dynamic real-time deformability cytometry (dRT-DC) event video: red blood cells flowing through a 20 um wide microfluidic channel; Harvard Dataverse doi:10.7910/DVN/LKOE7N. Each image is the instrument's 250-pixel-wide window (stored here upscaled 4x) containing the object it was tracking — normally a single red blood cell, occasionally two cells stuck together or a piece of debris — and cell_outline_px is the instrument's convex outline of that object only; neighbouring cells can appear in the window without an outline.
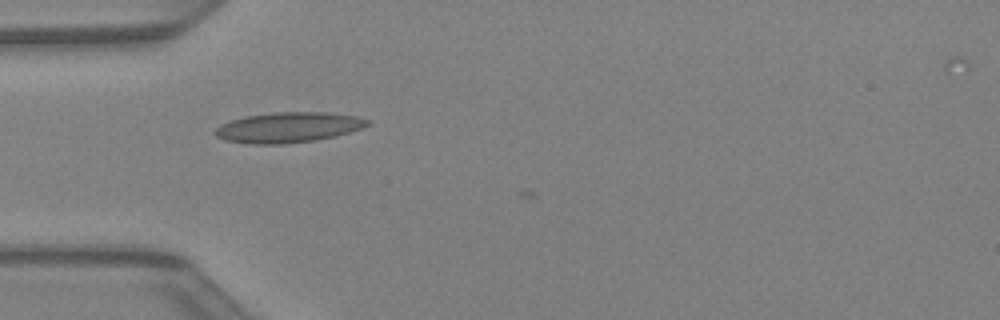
{"species": "Egyptian fruit bat (a non-hibernating species)", "species_latin": "Rousettus aegyptiacus", "temperature_condition": "warm", "stored_images_in_passage": 10, "camera_frame_rate_fps": 3000, "um_per_image_px": 0.085, "animal": {"sex": "female"}, "frame": {"image": 1, "passage_image": 1, "time_ms": 0.0, "image_size_px": [1000, 320], "cell_outline_px": [[372, 124], [336, 136], [316, 140], [284, 144], [248, 144], [224, 140], [216, 136], [212, 132], [220, 124], [232, 120], [248, 116], [276, 112], [328, 112], [360, 116], [372, 120]], "centroid_in_image_um": [24.54, 10.83], "position_along_channel_um": 60.5, "area_um2": 27.17}}